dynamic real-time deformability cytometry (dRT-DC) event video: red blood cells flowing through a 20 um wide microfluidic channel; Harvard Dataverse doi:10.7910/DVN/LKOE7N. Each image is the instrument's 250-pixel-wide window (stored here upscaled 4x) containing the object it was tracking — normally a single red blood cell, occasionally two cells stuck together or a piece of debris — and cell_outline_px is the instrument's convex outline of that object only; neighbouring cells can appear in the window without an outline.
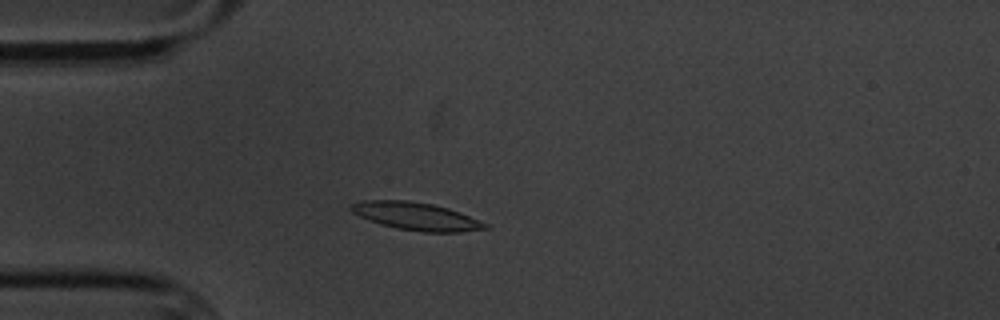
{"species": "common noctule bat (a hibernating species)", "species_latin": "Nyctalus noctula", "temperature_condition": "cold", "stored_images_in_passage": 3, "camera_frame_rate_fps": 3000, "um_per_image_px": 0.085, "animal": {"sex": "male", "body_mass_g": 20.1, "forearm_length_mm": 53.5}, "frame": {"image": 1, "passage_image": 3, "time_ms": 2.333, "image_size_px": [1000, 320], "cell_outline_px": [[488, 228], [460, 232], [420, 232], [396, 228], [380, 224], [368, 220], [352, 212], [348, 208], [348, 204], [364, 200], [408, 200], [432, 204], [448, 208], [460, 212], [488, 224]], "centroid_in_image_um": [35.33, 18.38], "position_along_channel_um": 49.7, "area_um2": 21.79}}